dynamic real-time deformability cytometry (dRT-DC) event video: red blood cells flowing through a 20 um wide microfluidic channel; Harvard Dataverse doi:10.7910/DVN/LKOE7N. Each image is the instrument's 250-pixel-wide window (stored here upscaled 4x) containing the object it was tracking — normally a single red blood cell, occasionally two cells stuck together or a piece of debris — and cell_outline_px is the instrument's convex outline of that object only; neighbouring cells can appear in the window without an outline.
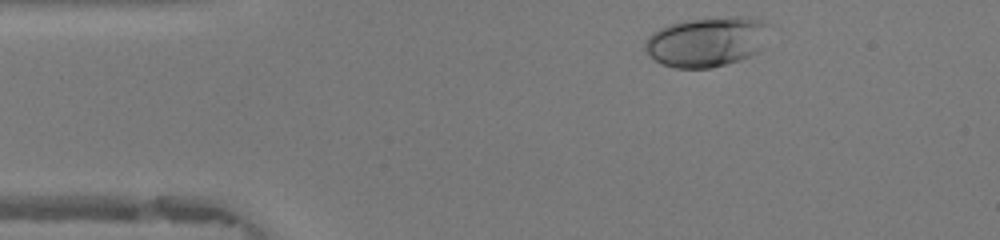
{"species": "human", "species_latin": "Homo sapiens", "temperature_condition": "warm", "stored_images_in_passage": 35, "camera_frame_rate_fps": 3000, "um_per_image_px": 0.085, "donor": {"sex": "female"}, "frame": {"image": 1, "passage_image": 2, "time_ms": 0.333, "image_size_px": [1000, 240], "cell_outline_px": [[772, 24], [756, 52], [740, 60], [712, 68], [676, 68], [664, 64], [648, 56], [644, 48], [644, 40], [652, 32], [668, 24], [680, 20], [728, 16], [748, 16]], "centroid_in_image_um": [60.03, 3.52], "position_along_channel_um": 25.0, "area_um2": 36.41}}
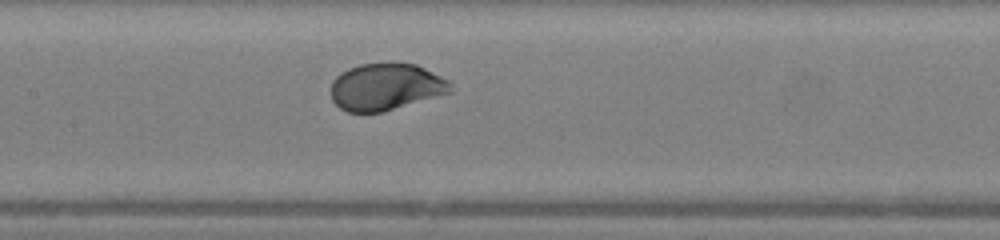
{"frame": {"image": 2, "passage_image": 17, "time_ms": 5.333, "image_size_px": [1000, 240], "cell_outline_px": [[452, 92], [380, 112], [348, 112], [340, 108], [332, 100], [332, 80], [340, 72], [348, 68], [360, 64], [416, 64], [448, 80], [452, 84]], "centroid_in_image_um": [32.78, 7.38], "position_along_channel_um": 174.6, "area_um2": 32.25}}
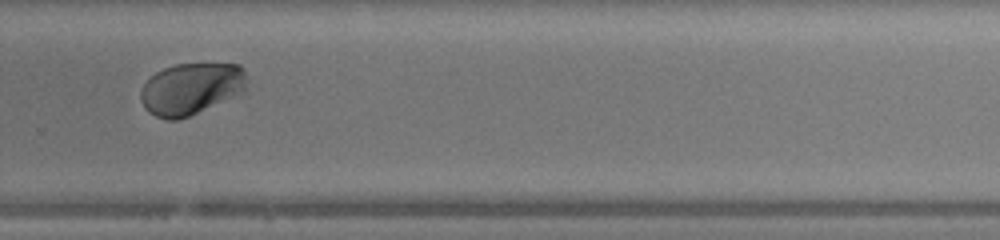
{"frame": {"image": 3, "passage_image": 27, "time_ms": 8.667, "image_size_px": [1000, 240], "cell_outline_px": [[248, 80], [244, 92], [180, 120], [168, 120], [156, 116], [148, 112], [144, 108], [140, 100], [140, 92], [144, 84], [156, 72], [164, 68], [176, 64], [240, 64], [244, 68]], "centroid_in_image_um": [16.25, 7.55], "position_along_channel_um": 313.5, "area_um2": 32.19}, "authors_computed_cell_mechanics": {"area_um2": 32.8304, "velocity_mm_per_s": 4.1816, "shape_relaxation_time_tau1_ms": 1.9812, "shape_relaxation_time_tau2_ms": null, "deformation_change_tau1": 0.1476, "deformation_change_tau2": null}}